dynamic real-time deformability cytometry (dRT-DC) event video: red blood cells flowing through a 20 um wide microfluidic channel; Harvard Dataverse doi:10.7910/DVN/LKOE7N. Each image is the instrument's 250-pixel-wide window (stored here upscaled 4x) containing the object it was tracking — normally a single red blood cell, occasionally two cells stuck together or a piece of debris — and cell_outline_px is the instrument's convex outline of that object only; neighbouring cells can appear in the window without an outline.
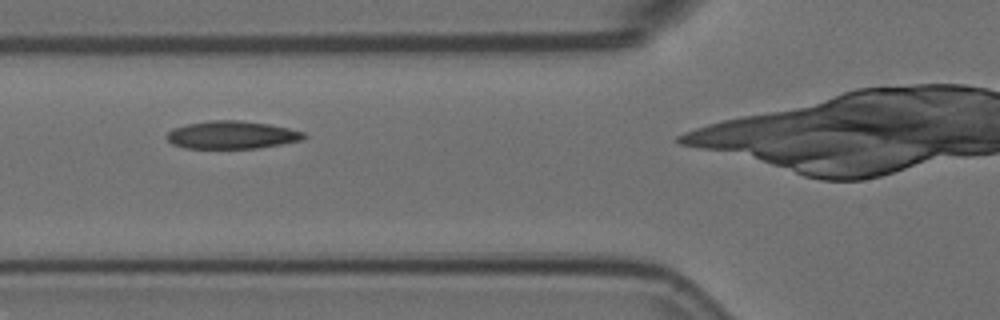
{"species": "Egyptian fruit bat (a non-hibernating species)", "species_latin": "Rousettus aegyptiacus", "temperature_condition": "room temperature", "stored_images_in_passage": 7, "camera_frame_rate_fps": 3000, "um_per_image_px": 0.085, "animal": {"sex": "female"}, "frame": {"image": 1, "passage_image": 3, "time_ms": 0.667, "image_size_px": [1000, 320], "cell_outline_px": [[308, 136], [304, 140], [260, 148], [184, 148], [172, 144], [164, 136], [172, 128], [188, 124], [212, 120], [240, 120], [268, 124], [288, 128], [304, 132]], "centroid_in_image_um": [19.72, 11.47], "position_along_channel_um": 106.1, "area_um2": 22.37}}
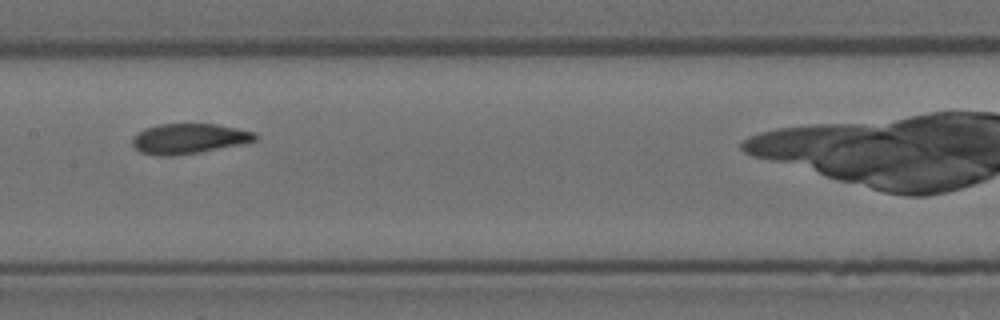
{"frame": {"image": 2, "passage_image": 5, "time_ms": 1.333, "image_size_px": [1000, 320], "cell_outline_px": [[256, 140], [240, 144], [200, 152], [160, 156], [156, 156], [140, 152], [132, 144], [132, 136], [144, 128], [160, 124], [216, 124], [256, 132]], "centroid_in_image_um": [16.01, 11.77], "position_along_channel_um": 191.4, "area_um2": 21.39}}
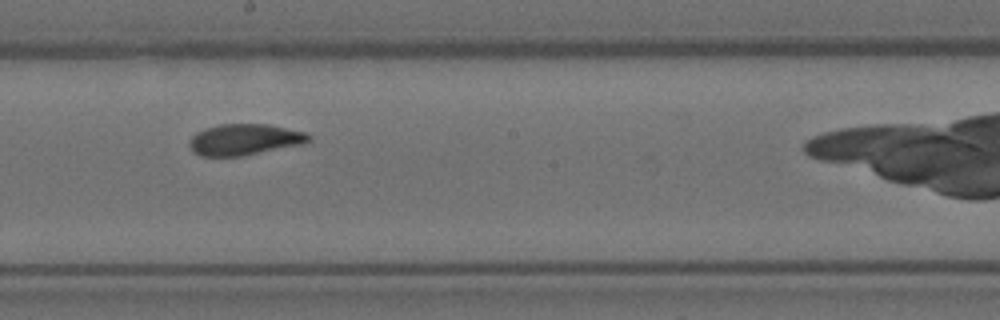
{"frame": {"image": 3, "passage_image": 6, "time_ms": 1.667, "image_size_px": [1000, 320], "cell_outline_px": [[312, 140], [304, 144], [240, 156], [200, 156], [192, 152], [188, 144], [192, 136], [196, 132], [204, 128], [220, 124], [268, 124], [308, 132], [312, 136]], "centroid_in_image_um": [20.8, 11.85], "position_along_channel_um": 227.4, "area_um2": 21.96}}